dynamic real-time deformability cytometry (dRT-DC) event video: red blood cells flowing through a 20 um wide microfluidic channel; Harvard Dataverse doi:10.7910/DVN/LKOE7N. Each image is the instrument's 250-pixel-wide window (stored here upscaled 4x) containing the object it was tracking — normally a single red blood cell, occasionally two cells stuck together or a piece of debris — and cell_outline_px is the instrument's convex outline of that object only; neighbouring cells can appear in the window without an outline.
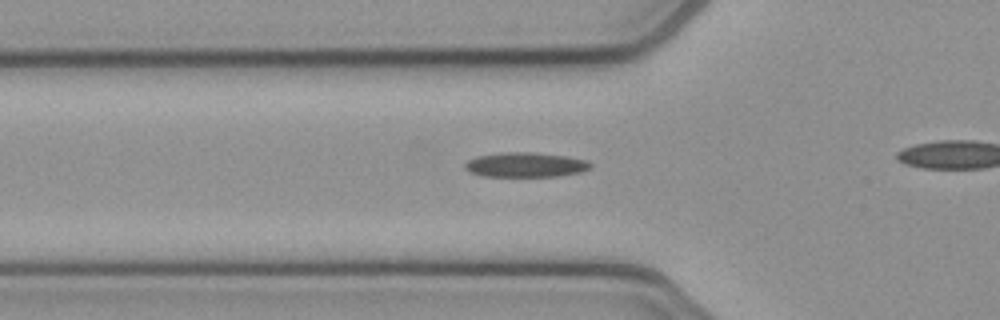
{"species": "common noctule bat (a hibernating species)", "species_latin": "Nyctalus noctula", "temperature_condition": "cold", "stored_images_in_passage": 38, "camera_frame_rate_fps": 3000, "um_per_image_px": 0.085, "animal": {"sex": "female", "body_mass_g": 21.9}, "frame": {"image": 1, "passage_image": 14, "time_ms": 4.333, "image_size_px": [1000, 320], "cell_outline_px": [[592, 164], [588, 168], [580, 172], [556, 176], [484, 176], [468, 172], [464, 168], [464, 164], [468, 160], [476, 156], [500, 152], [536, 152], [568, 156], [588, 160]], "centroid_in_image_um": [44.64, 13.99], "position_along_channel_um": 81.2, "area_um2": 18.21}}
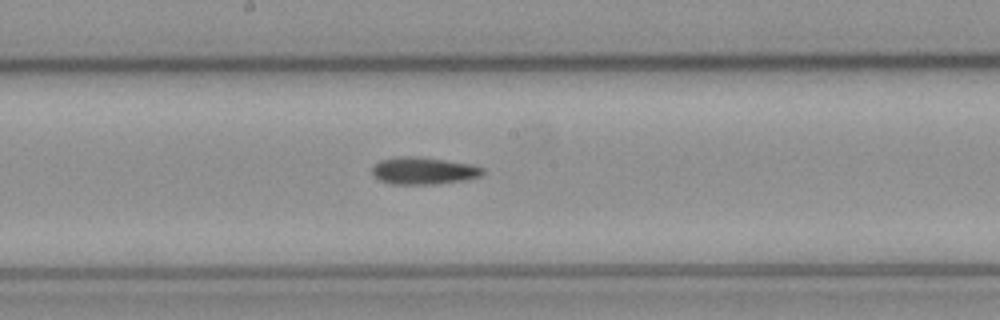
{"frame": {"image": 2, "passage_image": 24, "time_ms": 7.667, "image_size_px": [1000, 320], "cell_outline_px": [[484, 172], [480, 176], [464, 180], [436, 184], [392, 184], [380, 180], [372, 176], [372, 168], [380, 160], [396, 156], [416, 156], [472, 164], [484, 168]], "centroid_in_image_um": [35.98, 14.51], "position_along_channel_um": 212.2, "area_um2": 17.57}}
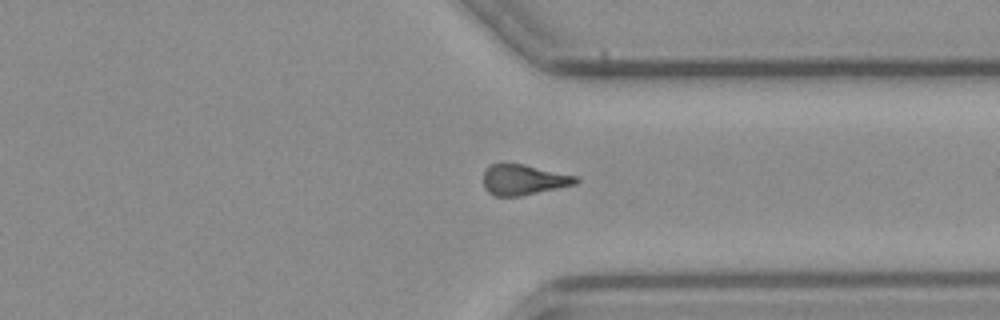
{"frame": {"image": 3, "passage_image": 36, "time_ms": 11.667, "image_size_px": [1000, 320], "cell_outline_px": [[580, 180], [576, 184], [520, 196], [492, 196], [484, 188], [484, 172], [492, 164], [520, 164], [576, 176]], "centroid_in_image_um": [44.48, 15.3], "position_along_channel_um": 366.9, "area_um2": 16.07}}